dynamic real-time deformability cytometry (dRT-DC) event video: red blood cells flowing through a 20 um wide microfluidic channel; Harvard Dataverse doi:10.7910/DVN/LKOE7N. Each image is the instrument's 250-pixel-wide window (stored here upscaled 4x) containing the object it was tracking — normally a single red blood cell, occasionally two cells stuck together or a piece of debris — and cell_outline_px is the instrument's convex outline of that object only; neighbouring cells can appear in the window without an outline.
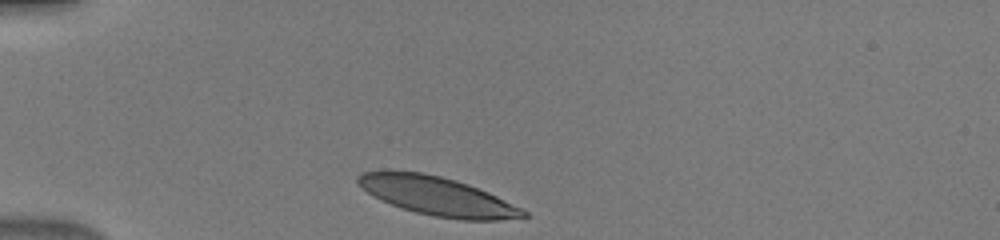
{"species": "human", "species_latin": "Homo sapiens", "temperature_condition": "warm", "stored_images_in_passage": 31, "camera_frame_rate_fps": 3000, "um_per_image_px": 0.085, "donor": {"sex": "male"}, "frame": {"image": 1, "passage_image": 1, "time_ms": 0.0, "image_size_px": [1000, 240], "cell_outline_px": [[528, 216], [500, 220], [460, 220], [432, 216], [416, 212], [380, 200], [372, 196], [356, 184], [356, 176], [360, 172], [384, 168], [424, 172], [456, 180], [468, 184], [488, 192], [528, 212]], "centroid_in_image_um": [37.05, 16.62], "position_along_channel_um": 48.0, "area_um2": 37.86}}
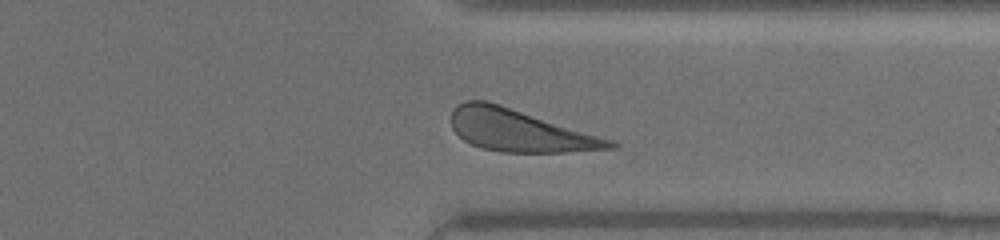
{"frame": {"image": 2, "passage_image": 27, "time_ms": 8.667, "image_size_px": [1000, 240], "cell_outline_px": [[620, 144], [616, 148], [564, 152], [500, 152], [480, 148], [464, 140], [452, 128], [452, 108], [456, 104], [464, 100], [488, 100], [616, 140]], "centroid_in_image_um": [44.2, 11.08], "position_along_channel_um": 367.2, "area_um2": 39.42}}